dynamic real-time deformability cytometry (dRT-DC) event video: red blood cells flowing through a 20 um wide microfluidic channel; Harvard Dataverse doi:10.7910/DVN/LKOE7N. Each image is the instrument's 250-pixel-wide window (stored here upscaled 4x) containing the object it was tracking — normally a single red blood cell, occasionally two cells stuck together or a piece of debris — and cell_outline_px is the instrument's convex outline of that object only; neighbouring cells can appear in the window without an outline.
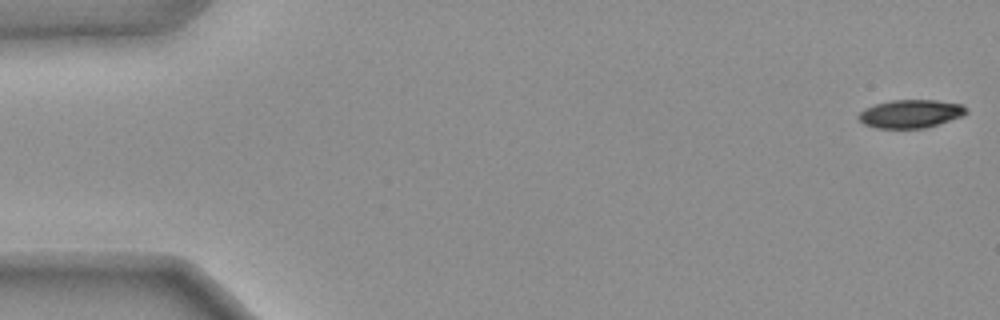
{"species": "common noctule bat (a hibernating species)", "species_latin": "Nyctalus noctula", "temperature_condition": "warm", "stored_images_in_passage": 11, "camera_frame_rate_fps": 3000, "um_per_image_px": 0.085, "animal": {"sex": "female", "body_mass_g": 25.1}, "frame": {"image": 1, "passage_image": 1, "time_ms": 0.0, "image_size_px": [1000, 320], "cell_outline_px": [[968, 112], [964, 116], [928, 128], [876, 128], [864, 124], [856, 116], [864, 108], [876, 104], [892, 100], [936, 100], [964, 104], [968, 108]], "centroid_in_image_um": [77.46, 9.67], "position_along_channel_um": 7.5, "area_um2": 18.03}}